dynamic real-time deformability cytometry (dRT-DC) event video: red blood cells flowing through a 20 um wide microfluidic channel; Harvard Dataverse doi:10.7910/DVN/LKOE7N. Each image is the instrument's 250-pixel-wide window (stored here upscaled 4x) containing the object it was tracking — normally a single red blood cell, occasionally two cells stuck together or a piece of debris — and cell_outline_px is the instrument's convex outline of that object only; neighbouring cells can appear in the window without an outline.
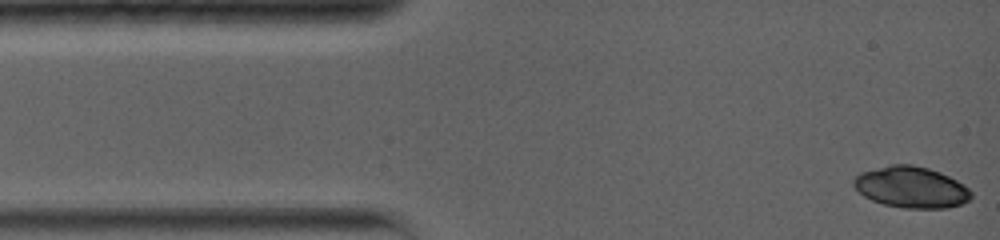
{"species": "common noctule bat (a hibernating species)", "species_latin": "Nyctalus noctula", "temperature_condition": "warm", "stored_images_in_passage": 7, "camera_frame_rate_fps": 5000, "um_per_image_px": 0.085, "animal": {"sex": "female", "body_mass_g": 19.0, "forearm_length_mm": 56.7}, "frame": {"image": 1, "passage_image": 1, "time_ms": 0.0, "image_size_px": [1000, 240], "cell_outline_px": [[972, 196], [968, 200], [960, 204], [944, 208], [904, 208], [884, 204], [872, 200], [864, 196], [852, 184], [852, 180], [860, 172], [892, 164], [912, 164], [928, 168], [940, 172], [964, 184], [972, 192]], "centroid_in_image_um": [77.44, 15.9], "position_along_channel_um": 7.6, "area_um2": 28.15}}